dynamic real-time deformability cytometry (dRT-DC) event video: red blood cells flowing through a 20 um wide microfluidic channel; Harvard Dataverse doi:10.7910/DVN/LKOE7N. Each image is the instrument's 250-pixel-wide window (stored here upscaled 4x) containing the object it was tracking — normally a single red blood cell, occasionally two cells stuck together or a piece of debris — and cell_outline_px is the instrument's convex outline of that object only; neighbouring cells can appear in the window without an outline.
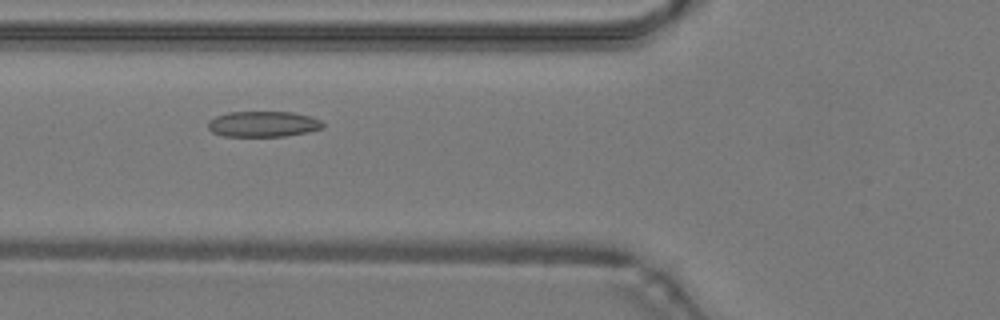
{"species": "common noctule bat (a hibernating species)", "species_latin": "Nyctalus noctula", "temperature_condition": "warm", "stored_images_in_passage": 42, "camera_frame_rate_fps": 3000, "um_per_image_px": 0.085, "animal": {"sex": "male", "body_mass_g": 19.2, "forearm_length_mm": 51.8}, "frame": {"image": 1, "passage_image": 12, "time_ms": 3.667, "image_size_px": [1000, 320], "cell_outline_px": [[324, 128], [308, 132], [284, 136], [224, 136], [212, 132], [208, 128], [208, 120], [216, 116], [228, 112], [292, 112], [312, 116], [320, 120], [324, 124]], "centroid_in_image_um": [22.38, 10.54], "position_along_channel_um": 103.4, "area_um2": 17.28}}
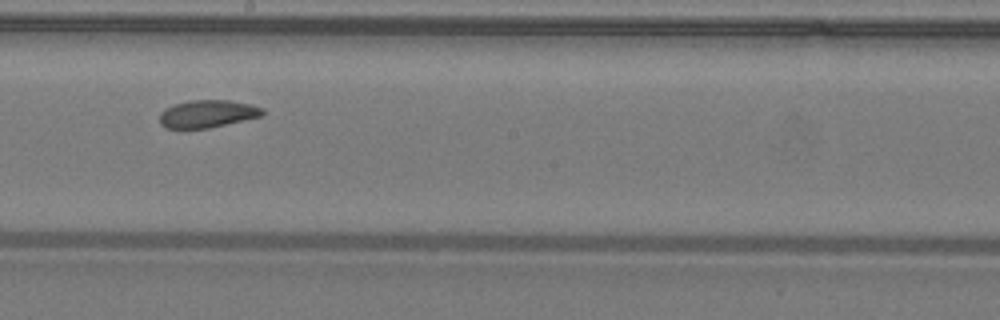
{"frame": {"image": 2, "passage_image": 21, "time_ms": 6.667, "image_size_px": [1000, 320], "cell_outline_px": [[264, 112], [260, 116], [244, 120], [208, 128], [164, 128], [160, 124], [160, 112], [164, 108], [172, 104], [192, 100], [228, 100], [248, 104], [264, 108]], "centroid_in_image_um": [17.58, 9.67], "position_along_channel_um": 230.6, "area_um2": 16.47}}
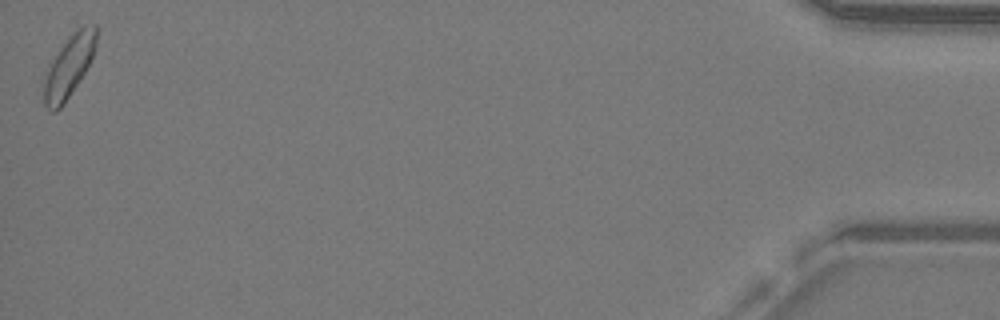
{"frame": {"image": 3, "passage_image": 42, "time_ms": 13.667, "image_size_px": [1000, 320], "cell_outline_px": [[96, 44], [92, 56], [84, 72], [64, 104], [56, 112], [52, 112], [44, 104], [44, 72], [52, 56], [68, 36], [72, 32], [84, 24], [96, 24]], "centroid_in_image_um": [5.82, 5.6], "position_along_channel_um": 429.4, "area_um2": 19.07}}